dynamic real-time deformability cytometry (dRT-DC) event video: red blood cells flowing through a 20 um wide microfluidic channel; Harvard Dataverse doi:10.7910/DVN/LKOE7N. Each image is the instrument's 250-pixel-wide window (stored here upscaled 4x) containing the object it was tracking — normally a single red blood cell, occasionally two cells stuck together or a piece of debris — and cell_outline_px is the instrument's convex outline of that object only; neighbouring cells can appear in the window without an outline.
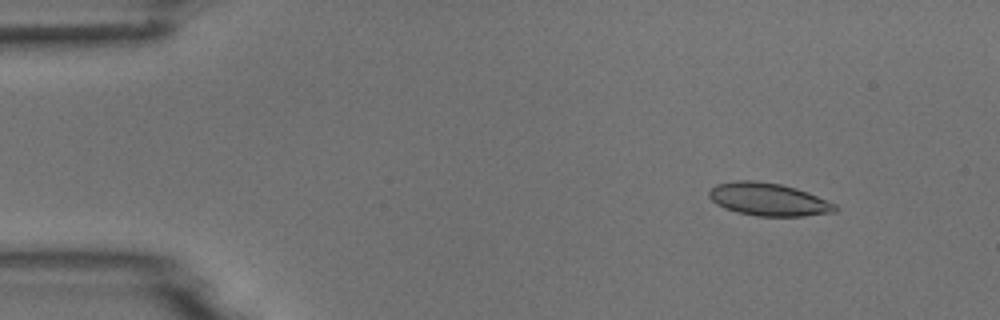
{"species": "common noctule bat (a hibernating species)", "species_latin": "Nyctalus noctula", "temperature_condition": "room temperature", "stored_images_in_passage": 6, "camera_frame_rate_fps": 3000, "um_per_image_px": 0.085, "animal": {"sex": "male", "body_mass_g": 18.8}, "frame": {"image": 1, "passage_image": 2, "time_ms": 1.333, "image_size_px": [1000, 320], "cell_outline_px": [[840, 208], [836, 212], [804, 216], [756, 216], [736, 212], [724, 208], [716, 204], [708, 196], [708, 192], [716, 184], [736, 180], [756, 180], [780, 184], [796, 188], [808, 192], [836, 204]], "centroid_in_image_um": [65.33, 16.95], "position_along_channel_um": 19.7, "area_um2": 24.33}}
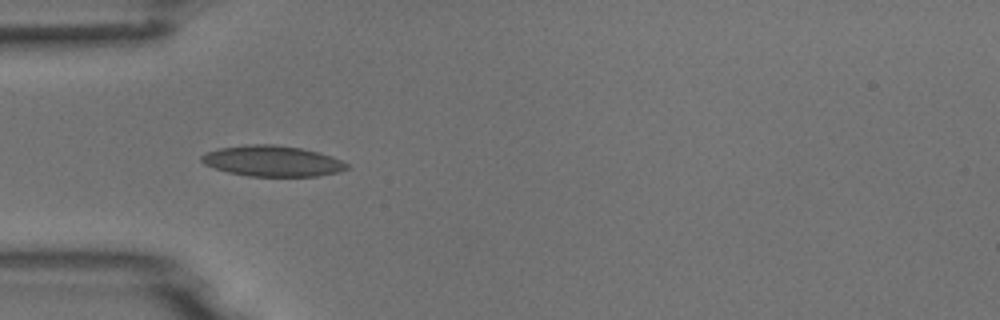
{"frame": {"image": 2, "passage_image": 5, "time_ms": 4.667, "image_size_px": [1000, 320], "cell_outline_px": [[348, 168], [340, 172], [316, 176], [248, 176], [228, 172], [204, 164], [200, 160], [200, 156], [204, 152], [220, 148], [244, 144], [272, 144], [300, 148], [332, 156], [348, 164]], "centroid_in_image_um": [23.12, 13.68], "position_along_channel_um": 61.9, "area_um2": 26.01}}
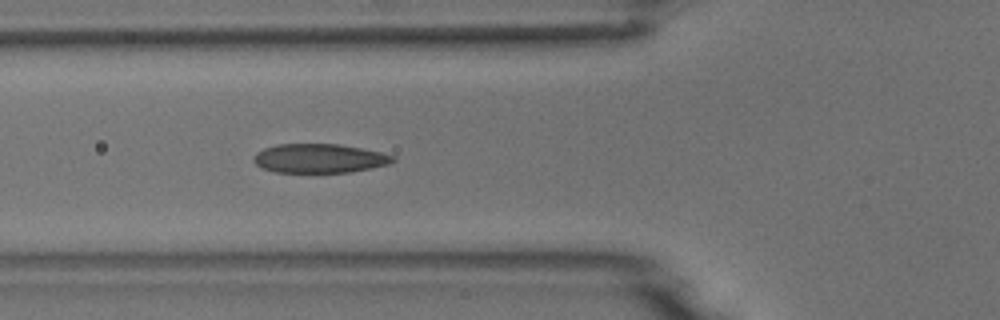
{"frame": {"image": 3, "passage_image": 6, "time_ms": 5.667, "image_size_px": [1000, 320], "cell_outline_px": [[396, 160], [388, 164], [372, 168], [352, 172], [276, 172], [260, 168], [252, 160], [252, 156], [256, 152], [264, 148], [276, 144], [340, 144], [380, 152], [396, 156]], "centroid_in_image_um": [27.12, 13.46], "position_along_channel_um": 98.7, "area_um2": 23.76}}